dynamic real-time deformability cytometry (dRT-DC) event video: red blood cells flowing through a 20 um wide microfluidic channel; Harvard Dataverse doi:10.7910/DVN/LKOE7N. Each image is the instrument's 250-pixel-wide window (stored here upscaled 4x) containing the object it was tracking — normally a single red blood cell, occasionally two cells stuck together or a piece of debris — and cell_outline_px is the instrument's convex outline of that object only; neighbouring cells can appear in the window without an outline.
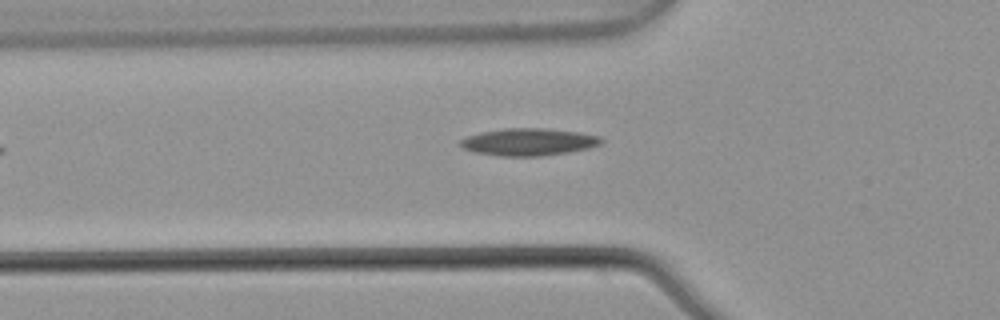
{"species": "common noctule bat (a hibernating species)", "species_latin": "Nyctalus noctula", "temperature_condition": "warm", "stored_images_in_passage": 3, "camera_frame_rate_fps": 3000, "um_per_image_px": 0.085, "animal": {"sex": "male", "body_mass_g": 21.5, "forearm_length_mm": 52.0}, "frame": {"image": 1, "passage_image": 3, "time_ms": 0.667, "image_size_px": [1000, 320], "cell_outline_px": [[604, 140], [600, 144], [588, 148], [540, 156], [496, 156], [476, 152], [464, 148], [460, 144], [460, 140], [468, 136], [480, 132], [504, 128], [544, 128], [576, 132], [600, 136]], "centroid_in_image_um": [44.91, 12.06], "position_along_channel_um": 80.9, "area_um2": 22.14}}